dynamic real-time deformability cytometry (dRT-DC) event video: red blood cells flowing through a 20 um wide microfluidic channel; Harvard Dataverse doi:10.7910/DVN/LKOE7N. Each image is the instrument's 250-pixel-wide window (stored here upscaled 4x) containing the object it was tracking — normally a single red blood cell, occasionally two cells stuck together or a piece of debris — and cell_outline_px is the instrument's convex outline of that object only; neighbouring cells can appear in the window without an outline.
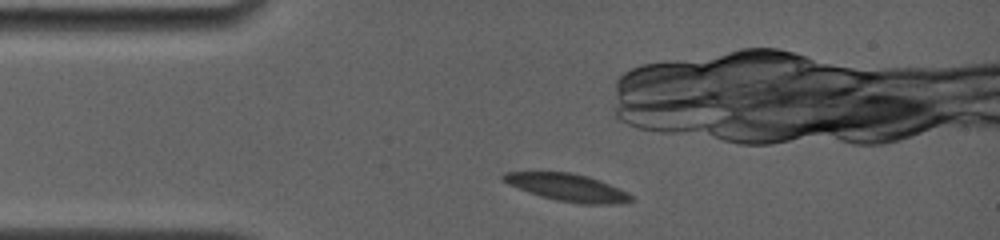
{"species": "common noctule bat (a hibernating species)", "species_latin": "Nyctalus noctula", "temperature_condition": "room temperature", "stored_images_in_passage": 31, "camera_frame_rate_fps": 4000, "um_per_image_px": 0.085, "animal": {"sex": "female", "body_mass_g": 19.0, "forearm_length_mm": 56.7}, "frame": {"image": 1, "passage_image": 1, "time_ms": 0.0, "image_size_px": [1000, 240], "cell_outline_px": [[636, 200], [620, 204], [580, 204], [556, 200], [528, 192], [508, 184], [500, 180], [500, 176], [504, 172], [572, 172], [588, 176], [600, 180], [620, 188], [628, 192]], "centroid_in_image_um": [48.26, 15.93], "position_along_channel_um": 36.7, "area_um2": 20.69}}